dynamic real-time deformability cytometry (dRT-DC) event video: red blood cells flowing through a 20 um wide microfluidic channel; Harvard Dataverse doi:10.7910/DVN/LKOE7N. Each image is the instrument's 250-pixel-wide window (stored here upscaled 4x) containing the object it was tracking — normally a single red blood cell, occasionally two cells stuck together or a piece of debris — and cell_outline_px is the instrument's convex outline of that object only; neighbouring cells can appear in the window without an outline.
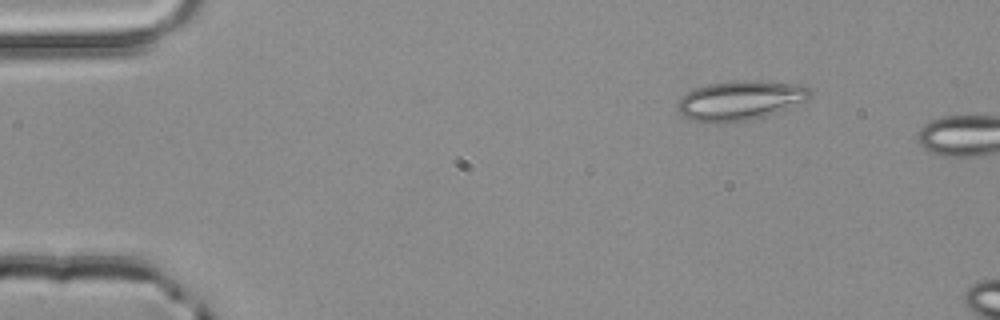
{"species": "common noctule bat (a hibernating species)", "species_latin": "Nyctalus noctula", "temperature_condition": "room temperature", "stored_images_in_passage": 4, "camera_frame_rate_fps": 3000, "um_per_image_px": 0.085, "animal": {"sex": "male", "body_mass_g": 20.4}, "frame": {"image": 1, "passage_image": 1, "time_ms": 0.0, "image_size_px": [1000, 320], "cell_outline_px": [[812, 96], [808, 100], [764, 116], [732, 124], [716, 124], [692, 120], [684, 116], [676, 108], [676, 104], [692, 88], [708, 84], [740, 80], [760, 80], [796, 84], [808, 88], [812, 92]], "centroid_in_image_um": [62.89, 8.55], "position_along_channel_um": 22.1, "area_um2": 30.75}}